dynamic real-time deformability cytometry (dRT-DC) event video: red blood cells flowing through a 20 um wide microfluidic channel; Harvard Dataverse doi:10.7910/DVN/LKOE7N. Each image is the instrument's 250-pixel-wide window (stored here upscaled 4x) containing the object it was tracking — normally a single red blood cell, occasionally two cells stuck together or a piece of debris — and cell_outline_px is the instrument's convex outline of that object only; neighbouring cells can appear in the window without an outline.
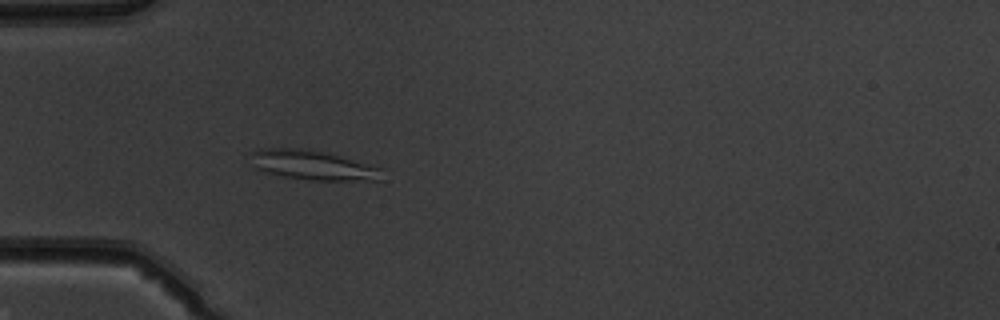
{"species": "common noctule bat (a hibernating species)", "species_latin": "Nyctalus noctula", "temperature_condition": "warm", "stored_images_in_passage": 51, "camera_frame_rate_fps": 3000, "um_per_image_px": 0.085, "animal": {"sex": "male", "body_mass_g": 19.5, "forearm_length_mm": 54.6}, "frame": {"image": 1, "passage_image": 16, "time_ms": 5.0, "image_size_px": [1000, 320], "cell_outline_px": [[384, 180], [312, 180], [284, 176], [268, 172], [256, 168], [248, 152], [260, 148], [308, 148], [324, 152], [384, 168]], "centroid_in_image_um": [26.63, 14.02], "position_along_channel_um": 58.4, "area_um2": 22.72}}
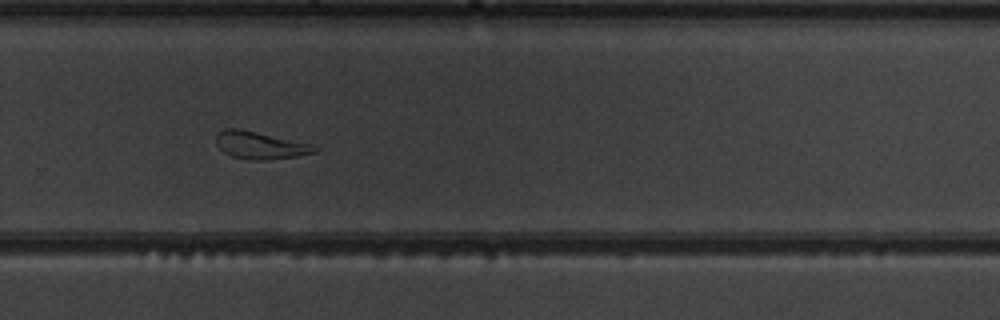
{"frame": {"image": 2, "passage_image": 35, "time_ms": 11.333, "image_size_px": [1000, 320], "cell_outline_px": [[320, 148], [316, 152], [296, 156], [268, 160], [248, 160], [232, 156], [224, 152], [216, 144], [216, 136], [224, 128], [240, 128], [316, 144]], "centroid_in_image_um": [22.17, 12.34], "position_along_channel_um": 307.6, "area_um2": 16.07}}
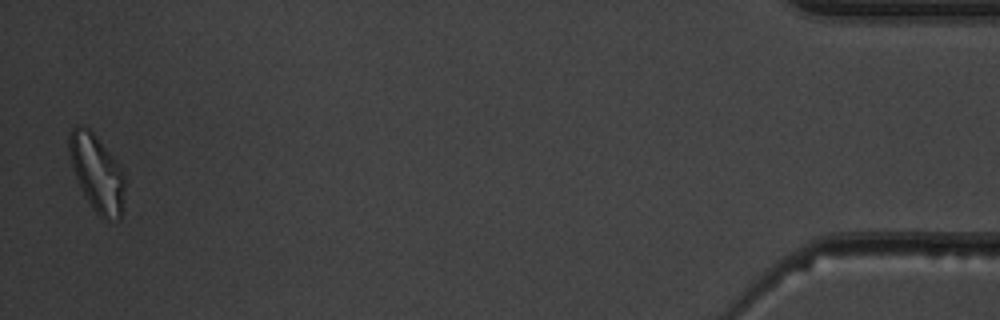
{"frame": {"image": 3, "passage_image": 50, "time_ms": 16.333, "image_size_px": [1000, 320], "cell_outline_px": [[124, 188], [120, 220], [104, 220], [92, 208], [72, 168], [68, 156], [68, 132], [76, 124], [84, 124], [92, 132], [120, 164], [124, 176]], "centroid_in_image_um": [8.21, 14.65], "position_along_channel_um": 427.0, "area_um2": 24.91}, "authors_computed_cell_mechanics": {"area_um2": 20.2878, "velocity_mm_per_s": 4.0361, "shape_relaxation_time_tau1_ms": null, "shape_relaxation_time_tau2_ms": 3.0823, "deformation_change_tau1": null, "deformation_change_tau2": 0.0863}}